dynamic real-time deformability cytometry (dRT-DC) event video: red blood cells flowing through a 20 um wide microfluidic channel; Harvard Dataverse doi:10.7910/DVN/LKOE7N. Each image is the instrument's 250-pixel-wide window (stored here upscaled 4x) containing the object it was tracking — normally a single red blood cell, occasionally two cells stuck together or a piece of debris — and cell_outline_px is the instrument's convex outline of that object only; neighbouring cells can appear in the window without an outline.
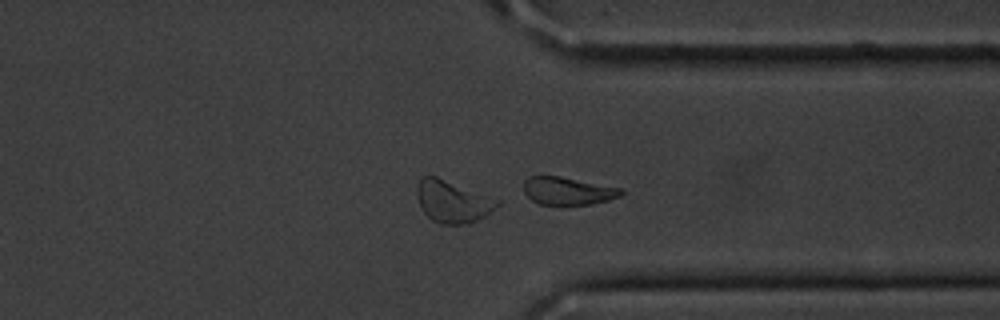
{"species": "common noctule bat (a hibernating species)", "species_latin": "Nyctalus noctula", "temperature_condition": "cold", "stored_images_in_passage": 40, "camera_frame_rate_fps": 3000, "um_per_image_px": 0.085, "animal": {"sex": "male", "body_mass_g": 20.1, "forearm_length_mm": 53.5}, "frame": {"image": 1, "passage_image": 40, "time_ms": 13.0, "image_size_px": [1000, 320], "cell_outline_px": [[624, 192], [620, 196], [608, 200], [592, 204], [540, 204], [532, 200], [524, 192], [524, 180], [528, 176], [560, 176], [620, 188]], "centroid_in_image_um": [48.24, 16.22], "position_along_channel_um": 363.2, "area_um2": 15.55}, "authors_computed_cell_mechanics": {"area_um2": 17.6001, "velocity_mm_per_s": 3.5647, "shape_relaxation_time_tau1_ms": 1.1623, "shape_relaxation_time_tau2_ms": null, "deformation_change_tau1": 0.2553, "deformation_change_tau2": null}}